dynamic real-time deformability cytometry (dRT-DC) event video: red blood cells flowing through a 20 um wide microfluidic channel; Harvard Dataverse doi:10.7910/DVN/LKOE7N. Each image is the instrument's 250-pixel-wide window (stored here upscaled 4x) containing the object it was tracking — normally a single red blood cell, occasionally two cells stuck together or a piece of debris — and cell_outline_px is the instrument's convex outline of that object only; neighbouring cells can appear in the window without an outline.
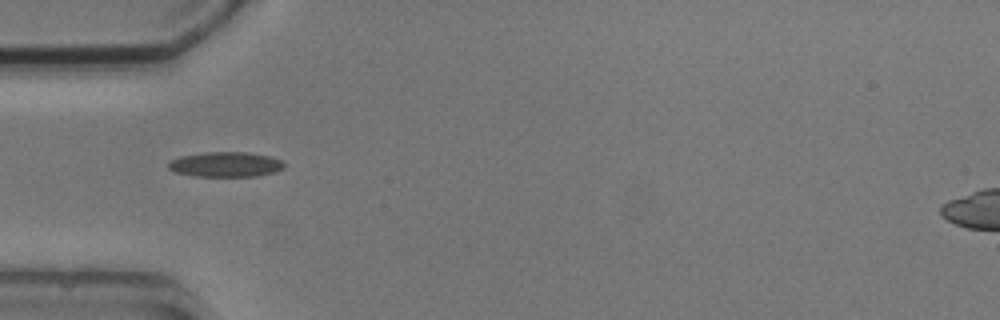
{"species": "common noctule bat (a hibernating species)", "species_latin": "Nyctalus noctula", "temperature_condition": "cold", "stored_images_in_passage": 7, "camera_frame_rate_fps": 3000, "um_per_image_px": 0.085, "animal": {"sex": "male", "body_mass_g": 20.5, "forearm_length_mm": 52.5}, "frame": {"image": 1, "passage_image": 4, "time_ms": 4.0, "image_size_px": [1000, 320], "cell_outline_px": [[284, 168], [276, 172], [256, 176], [192, 176], [176, 172], [168, 168], [168, 164], [172, 160], [180, 156], [204, 152], [248, 152], [272, 156], [284, 160]], "centroid_in_image_um": [19.23, 13.97], "position_along_channel_um": 65.8, "area_um2": 17.05}}